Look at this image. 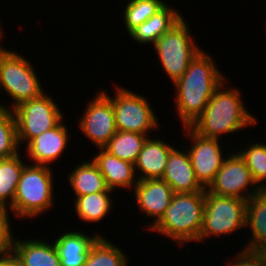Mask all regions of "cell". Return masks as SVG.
Wrapping results in <instances>:
<instances>
[{"mask_svg": "<svg viewBox=\"0 0 266 266\" xmlns=\"http://www.w3.org/2000/svg\"><path fill=\"white\" fill-rule=\"evenodd\" d=\"M8 210L0 205V256L12 252L13 233Z\"/></svg>", "mask_w": 266, "mask_h": 266, "instance_id": "f546056e", "label": "cell"}, {"mask_svg": "<svg viewBox=\"0 0 266 266\" xmlns=\"http://www.w3.org/2000/svg\"><path fill=\"white\" fill-rule=\"evenodd\" d=\"M245 226L250 229L252 238L243 249L251 251L256 245L266 243V190L246 201Z\"/></svg>", "mask_w": 266, "mask_h": 266, "instance_id": "7402d4cb", "label": "cell"}, {"mask_svg": "<svg viewBox=\"0 0 266 266\" xmlns=\"http://www.w3.org/2000/svg\"><path fill=\"white\" fill-rule=\"evenodd\" d=\"M148 137L151 136L135 132L117 131L103 149L119 159L135 164Z\"/></svg>", "mask_w": 266, "mask_h": 266, "instance_id": "cb8c5ba5", "label": "cell"}, {"mask_svg": "<svg viewBox=\"0 0 266 266\" xmlns=\"http://www.w3.org/2000/svg\"><path fill=\"white\" fill-rule=\"evenodd\" d=\"M182 14L167 4L148 20L136 27L130 34L139 44H155V42L168 32L181 19Z\"/></svg>", "mask_w": 266, "mask_h": 266, "instance_id": "ffe728a7", "label": "cell"}, {"mask_svg": "<svg viewBox=\"0 0 266 266\" xmlns=\"http://www.w3.org/2000/svg\"><path fill=\"white\" fill-rule=\"evenodd\" d=\"M20 157L22 156L18 153L0 159V205L7 208L12 205L21 172L26 165Z\"/></svg>", "mask_w": 266, "mask_h": 266, "instance_id": "d4e9b609", "label": "cell"}, {"mask_svg": "<svg viewBox=\"0 0 266 266\" xmlns=\"http://www.w3.org/2000/svg\"><path fill=\"white\" fill-rule=\"evenodd\" d=\"M68 176V183L73 189L75 198L91 193L104 192L108 189L103 175L92 159L79 163L71 173L69 172Z\"/></svg>", "mask_w": 266, "mask_h": 266, "instance_id": "44dd1931", "label": "cell"}, {"mask_svg": "<svg viewBox=\"0 0 266 266\" xmlns=\"http://www.w3.org/2000/svg\"><path fill=\"white\" fill-rule=\"evenodd\" d=\"M2 33H4V32L1 30V31H0V41H2L1 38H2L3 35H4V34H2ZM0 43H1V42H0ZM6 50H7V48H5V47L3 48L2 45H0V57L3 55V53H4Z\"/></svg>", "mask_w": 266, "mask_h": 266, "instance_id": "836d02e7", "label": "cell"}, {"mask_svg": "<svg viewBox=\"0 0 266 266\" xmlns=\"http://www.w3.org/2000/svg\"><path fill=\"white\" fill-rule=\"evenodd\" d=\"M18 153L21 152L13 111L0 102V159L12 157Z\"/></svg>", "mask_w": 266, "mask_h": 266, "instance_id": "83f0119b", "label": "cell"}, {"mask_svg": "<svg viewBox=\"0 0 266 266\" xmlns=\"http://www.w3.org/2000/svg\"><path fill=\"white\" fill-rule=\"evenodd\" d=\"M33 67L31 62L15 51L7 49L0 57V89L12 98V104L8 106L10 110L45 93Z\"/></svg>", "mask_w": 266, "mask_h": 266, "instance_id": "5b68a950", "label": "cell"}, {"mask_svg": "<svg viewBox=\"0 0 266 266\" xmlns=\"http://www.w3.org/2000/svg\"><path fill=\"white\" fill-rule=\"evenodd\" d=\"M181 151L175 147L171 150L161 180L165 181L174 193L206 191L195 176L188 151Z\"/></svg>", "mask_w": 266, "mask_h": 266, "instance_id": "5bb4252c", "label": "cell"}, {"mask_svg": "<svg viewBox=\"0 0 266 266\" xmlns=\"http://www.w3.org/2000/svg\"><path fill=\"white\" fill-rule=\"evenodd\" d=\"M246 201L236 197L218 196L205 191V210L199 242L208 237L232 235L245 228Z\"/></svg>", "mask_w": 266, "mask_h": 266, "instance_id": "52a82bcc", "label": "cell"}, {"mask_svg": "<svg viewBox=\"0 0 266 266\" xmlns=\"http://www.w3.org/2000/svg\"><path fill=\"white\" fill-rule=\"evenodd\" d=\"M205 191L174 193L171 204L161 218L147 226L181 245L198 241L203 225Z\"/></svg>", "mask_w": 266, "mask_h": 266, "instance_id": "3957f363", "label": "cell"}, {"mask_svg": "<svg viewBox=\"0 0 266 266\" xmlns=\"http://www.w3.org/2000/svg\"><path fill=\"white\" fill-rule=\"evenodd\" d=\"M79 128L97 148H103L117 132L112 101L100 90L88 101Z\"/></svg>", "mask_w": 266, "mask_h": 266, "instance_id": "8fae6325", "label": "cell"}, {"mask_svg": "<svg viewBox=\"0 0 266 266\" xmlns=\"http://www.w3.org/2000/svg\"><path fill=\"white\" fill-rule=\"evenodd\" d=\"M213 60L201 50L173 83L176 111L183 127H189L203 113L214 91L226 80Z\"/></svg>", "mask_w": 266, "mask_h": 266, "instance_id": "6da1fadb", "label": "cell"}, {"mask_svg": "<svg viewBox=\"0 0 266 266\" xmlns=\"http://www.w3.org/2000/svg\"><path fill=\"white\" fill-rule=\"evenodd\" d=\"M166 4L162 0H129L123 11L124 24L128 34L156 14Z\"/></svg>", "mask_w": 266, "mask_h": 266, "instance_id": "4316f807", "label": "cell"}, {"mask_svg": "<svg viewBox=\"0 0 266 266\" xmlns=\"http://www.w3.org/2000/svg\"><path fill=\"white\" fill-rule=\"evenodd\" d=\"M234 261L229 260L227 266H265L252 251L240 249V252L234 256Z\"/></svg>", "mask_w": 266, "mask_h": 266, "instance_id": "4dcf8cb0", "label": "cell"}, {"mask_svg": "<svg viewBox=\"0 0 266 266\" xmlns=\"http://www.w3.org/2000/svg\"><path fill=\"white\" fill-rule=\"evenodd\" d=\"M192 38L189 25L183 17L153 45L158 59L172 83L186 72L190 62L202 50L195 45V40Z\"/></svg>", "mask_w": 266, "mask_h": 266, "instance_id": "8992f818", "label": "cell"}, {"mask_svg": "<svg viewBox=\"0 0 266 266\" xmlns=\"http://www.w3.org/2000/svg\"><path fill=\"white\" fill-rule=\"evenodd\" d=\"M133 190L139 210L147 217H154L151 226L164 214L174 195L172 188L161 179L138 180Z\"/></svg>", "mask_w": 266, "mask_h": 266, "instance_id": "4fadbf2b", "label": "cell"}, {"mask_svg": "<svg viewBox=\"0 0 266 266\" xmlns=\"http://www.w3.org/2000/svg\"><path fill=\"white\" fill-rule=\"evenodd\" d=\"M55 102L45 92L38 98L22 102L12 110L19 147L22 143L28 144L41 133L56 127L63 120L60 107Z\"/></svg>", "mask_w": 266, "mask_h": 266, "instance_id": "ba28073f", "label": "cell"}, {"mask_svg": "<svg viewBox=\"0 0 266 266\" xmlns=\"http://www.w3.org/2000/svg\"><path fill=\"white\" fill-rule=\"evenodd\" d=\"M0 266H24L17 256L10 252L0 256Z\"/></svg>", "mask_w": 266, "mask_h": 266, "instance_id": "1f68e13d", "label": "cell"}, {"mask_svg": "<svg viewBox=\"0 0 266 266\" xmlns=\"http://www.w3.org/2000/svg\"><path fill=\"white\" fill-rule=\"evenodd\" d=\"M251 251L266 266V243L256 245Z\"/></svg>", "mask_w": 266, "mask_h": 266, "instance_id": "d6a6232c", "label": "cell"}, {"mask_svg": "<svg viewBox=\"0 0 266 266\" xmlns=\"http://www.w3.org/2000/svg\"><path fill=\"white\" fill-rule=\"evenodd\" d=\"M113 192L107 189L104 192L91 193L88 195L77 196L75 198L74 207L77 216L87 222H99L106 217V214L111 212L112 199L110 193Z\"/></svg>", "mask_w": 266, "mask_h": 266, "instance_id": "603a6c76", "label": "cell"}, {"mask_svg": "<svg viewBox=\"0 0 266 266\" xmlns=\"http://www.w3.org/2000/svg\"><path fill=\"white\" fill-rule=\"evenodd\" d=\"M46 165H25L17 184L12 205L17 218H35L52 209L54 203L53 172ZM47 210V211H45Z\"/></svg>", "mask_w": 266, "mask_h": 266, "instance_id": "277c9868", "label": "cell"}, {"mask_svg": "<svg viewBox=\"0 0 266 266\" xmlns=\"http://www.w3.org/2000/svg\"><path fill=\"white\" fill-rule=\"evenodd\" d=\"M127 256L118 246L99 236L91 245L86 263L83 266H128Z\"/></svg>", "mask_w": 266, "mask_h": 266, "instance_id": "484cf974", "label": "cell"}, {"mask_svg": "<svg viewBox=\"0 0 266 266\" xmlns=\"http://www.w3.org/2000/svg\"><path fill=\"white\" fill-rule=\"evenodd\" d=\"M243 150H239V155L244 159L246 166L250 169L255 183L261 190H266V144L251 143ZM264 181V182H263Z\"/></svg>", "mask_w": 266, "mask_h": 266, "instance_id": "f1b7e54d", "label": "cell"}, {"mask_svg": "<svg viewBox=\"0 0 266 266\" xmlns=\"http://www.w3.org/2000/svg\"><path fill=\"white\" fill-rule=\"evenodd\" d=\"M184 131L189 136L190 141H192L187 151L195 176L199 183L207 189L214 181L226 158V155L224 156L221 150L220 139L202 137L190 127H184Z\"/></svg>", "mask_w": 266, "mask_h": 266, "instance_id": "7c38bea8", "label": "cell"}, {"mask_svg": "<svg viewBox=\"0 0 266 266\" xmlns=\"http://www.w3.org/2000/svg\"><path fill=\"white\" fill-rule=\"evenodd\" d=\"M98 150L92 160L103 175L107 188L112 191L116 188L134 189L138 182L134 164L109 154L103 148Z\"/></svg>", "mask_w": 266, "mask_h": 266, "instance_id": "2e32d148", "label": "cell"}, {"mask_svg": "<svg viewBox=\"0 0 266 266\" xmlns=\"http://www.w3.org/2000/svg\"><path fill=\"white\" fill-rule=\"evenodd\" d=\"M12 252L24 266H61L54 242L13 238Z\"/></svg>", "mask_w": 266, "mask_h": 266, "instance_id": "d6986e66", "label": "cell"}, {"mask_svg": "<svg viewBox=\"0 0 266 266\" xmlns=\"http://www.w3.org/2000/svg\"><path fill=\"white\" fill-rule=\"evenodd\" d=\"M115 90L113 98L102 92L112 101L117 131L148 136L151 130L155 131L159 127L157 116L147 98L121 86H116Z\"/></svg>", "mask_w": 266, "mask_h": 266, "instance_id": "9c48e42d", "label": "cell"}, {"mask_svg": "<svg viewBox=\"0 0 266 266\" xmlns=\"http://www.w3.org/2000/svg\"><path fill=\"white\" fill-rule=\"evenodd\" d=\"M173 148L160 138H147L134 164L135 173L140 172L137 179H161Z\"/></svg>", "mask_w": 266, "mask_h": 266, "instance_id": "e0dca14e", "label": "cell"}, {"mask_svg": "<svg viewBox=\"0 0 266 266\" xmlns=\"http://www.w3.org/2000/svg\"><path fill=\"white\" fill-rule=\"evenodd\" d=\"M54 239L61 266H83L86 263L91 245L100 234L90 236L79 231H66Z\"/></svg>", "mask_w": 266, "mask_h": 266, "instance_id": "ac0fdd59", "label": "cell"}, {"mask_svg": "<svg viewBox=\"0 0 266 266\" xmlns=\"http://www.w3.org/2000/svg\"><path fill=\"white\" fill-rule=\"evenodd\" d=\"M234 153L232 151L231 154L227 155L228 157L225 158L214 181L207 190L218 196L236 197L247 201L259 193L261 189L255 183L244 159L238 152L235 151ZM249 187L252 189L250 190Z\"/></svg>", "mask_w": 266, "mask_h": 266, "instance_id": "30bf717a", "label": "cell"}, {"mask_svg": "<svg viewBox=\"0 0 266 266\" xmlns=\"http://www.w3.org/2000/svg\"><path fill=\"white\" fill-rule=\"evenodd\" d=\"M226 81L214 91L203 113L189 126L202 137L219 139L221 135L253 127L258 122L245 108L241 92L236 87L225 89Z\"/></svg>", "mask_w": 266, "mask_h": 266, "instance_id": "7a4b0ae2", "label": "cell"}, {"mask_svg": "<svg viewBox=\"0 0 266 266\" xmlns=\"http://www.w3.org/2000/svg\"><path fill=\"white\" fill-rule=\"evenodd\" d=\"M68 127L63 120L54 128L33 138L27 146V155L36 165L48 166L56 161L67 147L69 135Z\"/></svg>", "mask_w": 266, "mask_h": 266, "instance_id": "9a60e30c", "label": "cell"}]
</instances>
